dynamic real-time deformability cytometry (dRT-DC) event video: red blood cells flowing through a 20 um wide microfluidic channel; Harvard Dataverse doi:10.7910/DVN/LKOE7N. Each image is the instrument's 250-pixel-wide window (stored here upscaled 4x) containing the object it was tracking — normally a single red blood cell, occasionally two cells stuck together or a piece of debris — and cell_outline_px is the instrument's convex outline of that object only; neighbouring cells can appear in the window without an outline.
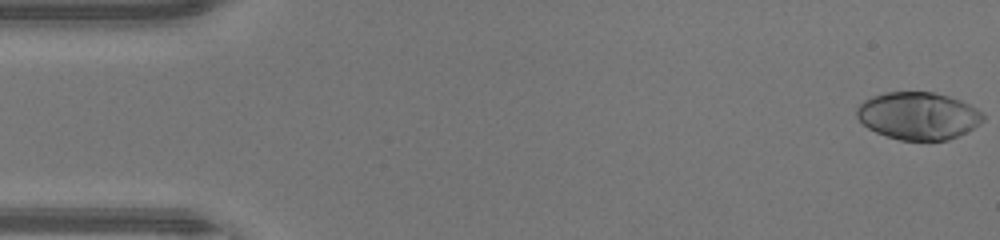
{"species": "human", "species_latin": "Homo sapiens", "temperature_condition": "warm", "stored_images_in_passage": 47, "camera_frame_rate_fps": 3000, "um_per_image_px": 0.085, "donor": {"sex": "male"}, "frame": {"image": 1, "passage_image": 1, "time_ms": 0.0, "image_size_px": [1000, 240], "cell_outline_px": [[984, 120], [980, 124], [948, 140], [900, 140], [876, 132], [868, 128], [856, 116], [856, 108], [864, 100], [872, 96], [884, 92], [932, 92], [948, 96], [960, 100], [984, 112]], "centroid_in_image_um": [78.04, 9.83], "position_along_channel_um": 7.0, "area_um2": 34.8}}
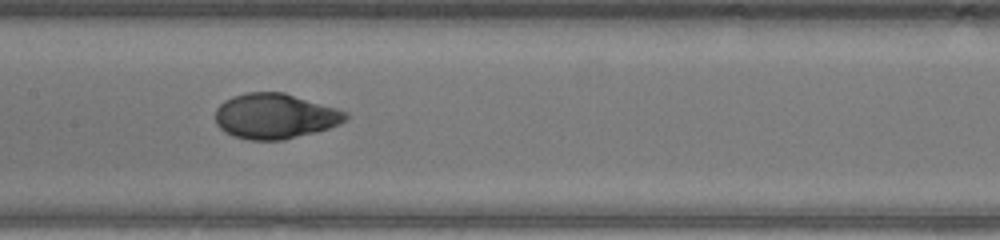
{"frame": {"image": 2, "passage_image": 23, "time_ms": 7.333, "image_size_px": [1000, 240], "cell_outline_px": [[348, 116], [340, 124], [316, 132], [284, 140], [248, 140], [232, 136], [224, 132], [216, 124], [216, 108], [224, 100], [232, 96], [248, 92], [284, 92], [336, 108], [348, 112]], "centroid_in_image_um": [23.35, 9.88], "position_along_channel_um": 184.0, "area_um2": 34.51}}
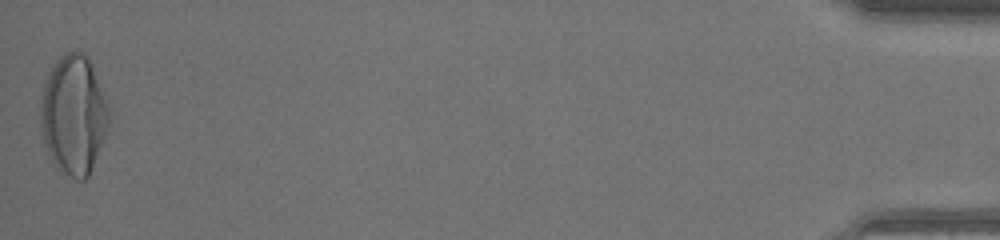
{"frame": {"image": 3, "passage_image": 47, "time_ms": 15.333, "image_size_px": [1000, 240], "cell_outline_px": [[108, 132], [92, 168], [88, 176], [84, 180], [76, 180], [60, 172], [56, 168], [44, 144], [40, 124], [40, 104], [44, 84], [48, 72], [56, 60], [60, 56], [68, 52], [84, 52], [88, 56], [92, 64], [104, 96], [108, 108]], "centroid_in_image_um": [6.24, 9.79], "position_along_channel_um": 429.0, "area_um2": 47.74}, "authors_computed_cell_mechanics": {"area_um2": 34.6222, "velocity_mm_per_s": 4.3929, "shape_relaxation_time_tau1_ms": 4.5409, "shape_relaxation_time_tau2_ms": null, "deformation_change_tau1": 0.2719, "deformation_change_tau2": null}}